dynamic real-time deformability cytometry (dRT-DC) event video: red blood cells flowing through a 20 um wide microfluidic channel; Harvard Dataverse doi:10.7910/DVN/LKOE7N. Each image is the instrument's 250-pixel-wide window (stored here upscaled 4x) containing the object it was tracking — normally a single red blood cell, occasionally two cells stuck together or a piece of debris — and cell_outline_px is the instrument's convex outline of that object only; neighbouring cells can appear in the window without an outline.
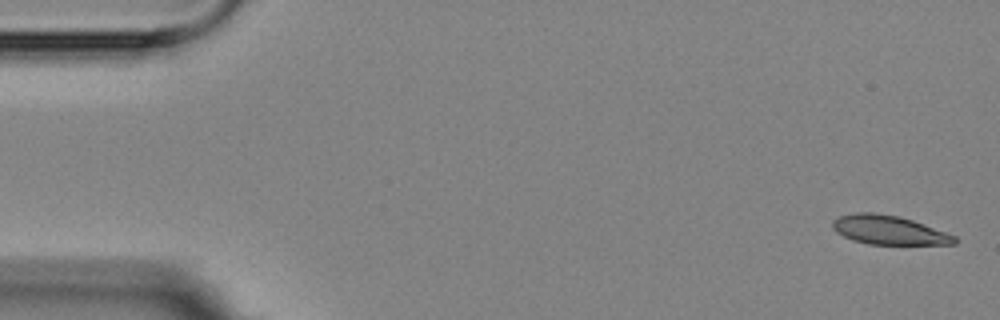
{"species": "Egyptian fruit bat (a non-hibernating species)", "species_latin": "Rousettus aegyptiacus", "temperature_condition": "room temperature", "stored_images_in_passage": 3, "camera_frame_rate_fps": 3000, "um_per_image_px": 0.085, "animal": {"sex": "female"}, "frame": {"image": 1, "passage_image": 1, "time_ms": 0.0, "image_size_px": [1000, 320], "cell_outline_px": [[956, 244], [868, 244], [852, 240], [836, 232], [832, 228], [832, 220], [840, 216], [856, 212], [872, 212], [900, 216], [912, 220], [956, 236]], "centroid_in_image_um": [75.51, 19.55], "position_along_channel_um": 9.5, "area_um2": 20.52}}
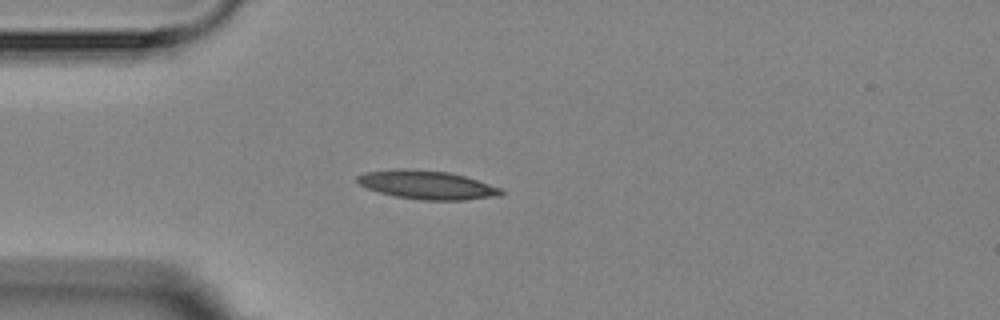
{"frame": {"image": 2, "passage_image": 3, "time_ms": 4.333, "image_size_px": [1000, 320], "cell_outline_px": [[504, 192], [500, 196], [464, 200], [420, 200], [396, 196], [380, 192], [368, 188], [360, 184], [356, 180], [356, 176], [364, 172], [400, 168], [404, 168], [448, 172], [464, 176], [500, 188]], "centroid_in_image_um": [36.28, 15.71], "position_along_channel_um": 48.7, "area_um2": 23.81}}